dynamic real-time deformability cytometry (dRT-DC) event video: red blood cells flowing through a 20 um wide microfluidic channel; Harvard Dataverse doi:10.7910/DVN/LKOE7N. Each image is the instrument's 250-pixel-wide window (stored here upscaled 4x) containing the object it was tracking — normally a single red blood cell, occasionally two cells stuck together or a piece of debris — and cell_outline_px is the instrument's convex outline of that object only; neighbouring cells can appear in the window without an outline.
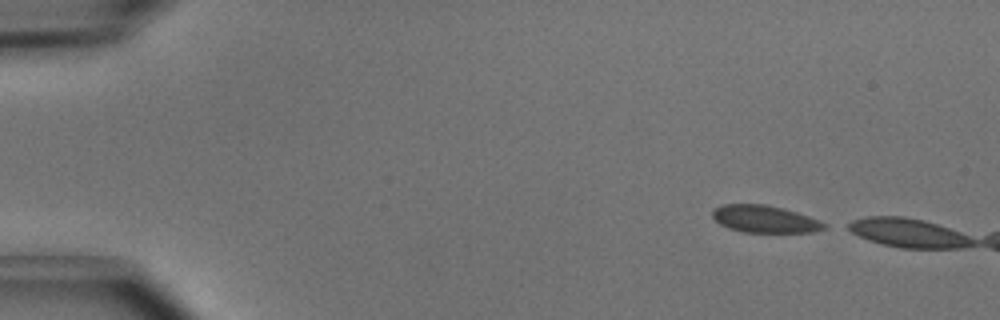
{"species": "common noctule bat (a hibernating species)", "species_latin": "Nyctalus noctula", "temperature_condition": "cold", "stored_images_in_passage": 2, "camera_frame_rate_fps": 3000, "um_per_image_px": 0.085, "animal": {"sex": "male", "body_mass_g": 15.6}, "frame": {"image": 1, "passage_image": 1, "time_ms": 0.0, "image_size_px": [1000, 320], "cell_outline_px": [[828, 228], [812, 232], [744, 232], [728, 228], [720, 224], [712, 216], [712, 208], [720, 204], [764, 204], [784, 208], [820, 220], [828, 224]], "centroid_in_image_um": [65.0, 18.61], "position_along_channel_um": 20.0, "area_um2": 17.92}}